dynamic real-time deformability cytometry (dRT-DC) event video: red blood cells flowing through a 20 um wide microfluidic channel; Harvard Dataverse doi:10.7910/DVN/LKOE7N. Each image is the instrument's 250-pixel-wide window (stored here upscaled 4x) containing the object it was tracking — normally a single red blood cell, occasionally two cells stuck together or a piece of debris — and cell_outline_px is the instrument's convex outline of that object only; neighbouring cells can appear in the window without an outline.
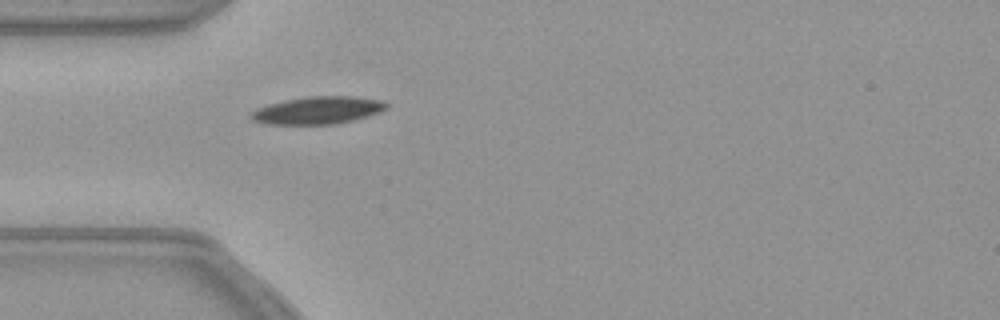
{"species": "common noctule bat (a hibernating species)", "species_latin": "Nyctalus noctula", "temperature_condition": "warm", "stored_images_in_passage": 37, "camera_frame_rate_fps": 3000, "um_per_image_px": 0.085, "animal": {"sex": "female", "body_mass_g": 21.9}, "frame": {"image": 1, "passage_image": 1, "time_ms": 0.0, "image_size_px": [1000, 320], "cell_outline_px": [[388, 108], [380, 112], [352, 120], [336, 124], [268, 124], [252, 120], [248, 116], [256, 108], [268, 104], [284, 100], [308, 96], [352, 96], [380, 100], [388, 104]], "centroid_in_image_um": [26.99, 9.37], "position_along_channel_um": 58.0, "area_um2": 21.68}}
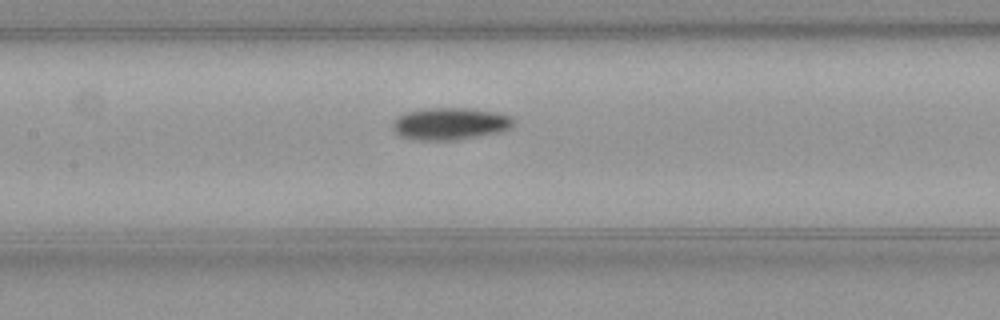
{"frame": {"image": 2, "passage_image": 10, "time_ms": 3.0, "image_size_px": [1000, 320], "cell_outline_px": [[516, 120], [508, 128], [500, 132], [452, 140], [412, 140], [400, 136], [392, 128], [392, 124], [400, 116], [408, 112], [432, 108], [468, 108], [496, 112], [512, 116]], "centroid_in_image_um": [38.27, 10.52], "position_along_channel_um": 169.1, "area_um2": 22.37}}
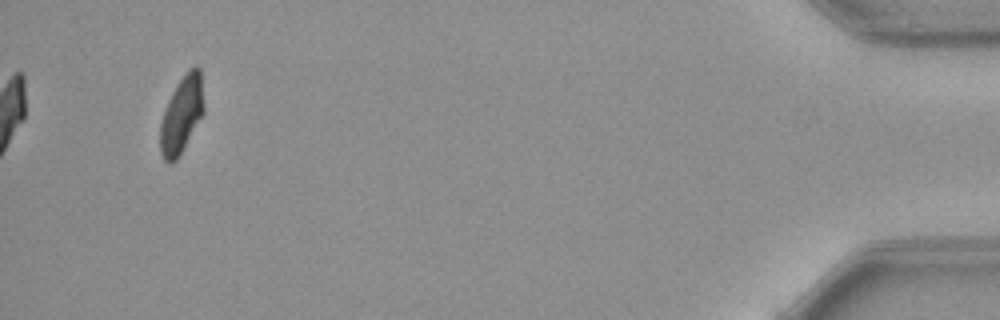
{"frame": {"image": 3, "passage_image": 37, "time_ms": 12.0, "image_size_px": [1000, 320], "cell_outline_px": [[204, 112], [180, 156], [172, 164], [168, 164], [164, 160], [160, 152], [160, 124], [168, 100], [176, 84], [188, 68], [196, 64], [200, 68], [204, 104]], "centroid_in_image_um": [15.44, 9.74], "position_along_channel_um": 419.8, "area_um2": 19.83}}